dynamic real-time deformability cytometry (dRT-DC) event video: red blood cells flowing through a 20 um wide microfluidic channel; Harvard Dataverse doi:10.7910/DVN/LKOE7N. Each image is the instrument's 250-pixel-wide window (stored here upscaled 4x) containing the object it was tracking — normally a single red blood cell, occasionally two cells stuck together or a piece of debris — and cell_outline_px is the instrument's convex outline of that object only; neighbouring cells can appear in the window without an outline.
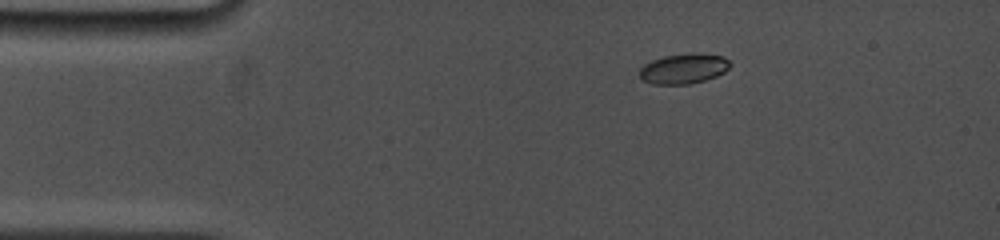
{"species": "common noctule bat (a hibernating species)", "species_latin": "Nyctalus noctula", "temperature_condition": "cold", "stored_images_in_passage": 5, "camera_frame_rate_fps": 5000, "um_per_image_px": 0.085, "animal": {"sex": "female", "body_mass_g": 19.0, "forearm_length_mm": 53.3}, "frame": {"image": 1, "passage_image": 2, "time_ms": 0.8, "image_size_px": [1000, 240], "cell_outline_px": [[732, 64], [724, 72], [716, 76], [704, 80], [688, 84], [652, 84], [644, 80], [640, 76], [640, 68], [644, 64], [652, 60], [664, 56], [692, 52], [696, 52], [724, 56]], "centroid_in_image_um": [58.13, 5.81], "position_along_channel_um": 26.9, "area_um2": 15.95}}
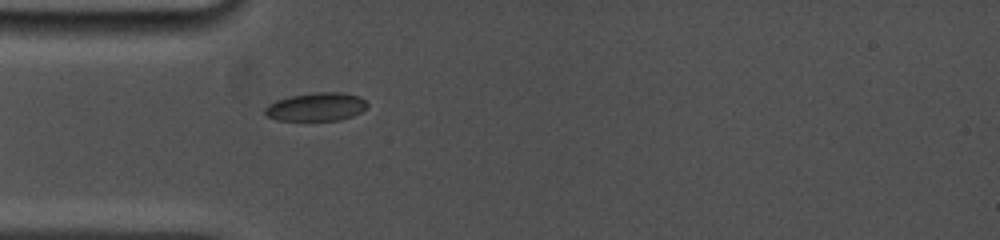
{"frame": {"image": 2, "passage_image": 5, "time_ms": 3.0, "image_size_px": [1000, 240], "cell_outline_px": [[368, 104], [360, 112], [352, 116], [340, 120], [276, 120], [268, 116], [264, 112], [264, 108], [268, 104], [276, 100], [292, 96], [316, 92], [344, 92], [360, 96]], "centroid_in_image_um": [26.88, 9.07], "position_along_channel_um": 58.1, "area_um2": 16.82}}